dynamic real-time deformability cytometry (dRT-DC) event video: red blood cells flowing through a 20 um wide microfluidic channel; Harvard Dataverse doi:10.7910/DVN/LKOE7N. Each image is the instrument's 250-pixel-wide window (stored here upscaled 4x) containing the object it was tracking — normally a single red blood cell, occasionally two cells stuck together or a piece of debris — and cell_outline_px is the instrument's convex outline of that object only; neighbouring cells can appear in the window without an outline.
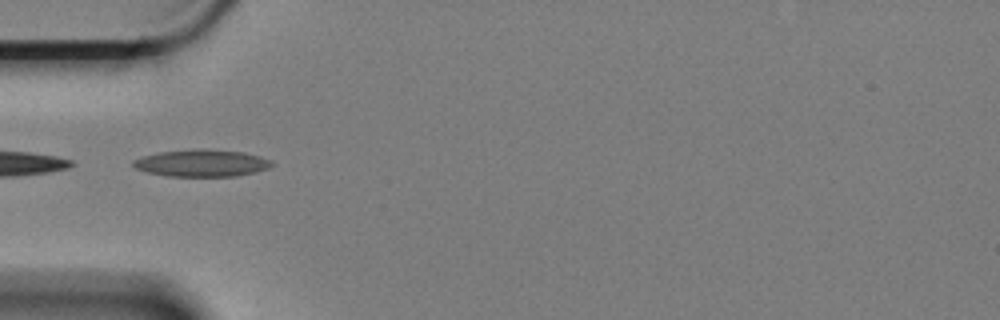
{"species": "Egyptian fruit bat (a non-hibernating species)", "species_latin": "Rousettus aegyptiacus", "temperature_condition": "cold", "stored_images_in_passage": 3, "camera_frame_rate_fps": 3000, "um_per_image_px": 0.085, "animal": {"sex": "female"}, "frame": {"image": 1, "passage_image": 1, "time_ms": 0.0, "image_size_px": [1000, 320], "cell_outline_px": [[272, 164], [268, 168], [256, 172], [236, 176], [168, 176], [148, 172], [136, 168], [132, 164], [132, 160], [144, 156], [160, 152], [196, 148], [204, 148], [244, 152], [260, 156], [272, 160]], "centroid_in_image_um": [17.17, 13.85], "position_along_channel_um": 67.8, "area_um2": 21.91}}